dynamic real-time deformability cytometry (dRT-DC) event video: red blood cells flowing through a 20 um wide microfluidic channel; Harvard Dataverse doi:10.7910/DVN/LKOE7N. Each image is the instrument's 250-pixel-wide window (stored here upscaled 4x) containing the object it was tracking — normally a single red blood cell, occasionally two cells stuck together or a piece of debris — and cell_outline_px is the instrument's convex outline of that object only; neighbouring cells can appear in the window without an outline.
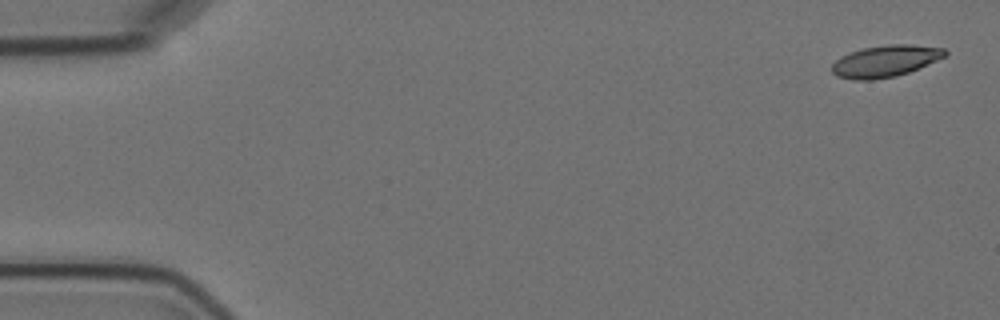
{"species": "Egyptian fruit bat (a non-hibernating species)", "species_latin": "Rousettus aegyptiacus", "temperature_condition": "cold", "stored_images_in_passage": 5, "camera_frame_rate_fps": 3000, "um_per_image_px": 0.085, "animal": {"sex": "female"}, "frame": {"image": 1, "passage_image": 1, "time_ms": 0.0, "image_size_px": [1000, 320], "cell_outline_px": [[948, 52], [944, 56], [936, 60], [908, 72], [896, 76], [872, 80], [852, 80], [836, 76], [832, 72], [832, 64], [840, 56], [864, 48], [888, 44], [908, 44], [944, 48]], "centroid_in_image_um": [75.21, 5.2], "position_along_channel_um": 9.8, "area_um2": 20.69}}
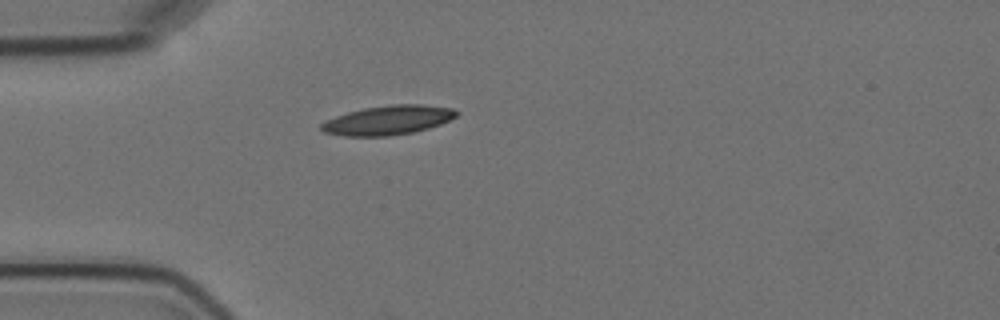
{"frame": {"image": 2, "passage_image": 5, "time_ms": 4.667, "image_size_px": [1000, 320], "cell_outline_px": [[460, 112], [456, 116], [440, 124], [428, 128], [412, 132], [388, 136], [344, 136], [324, 132], [320, 128], [320, 124], [336, 116], [348, 112], [364, 108], [392, 104], [420, 104], [452, 108]], "centroid_in_image_um": [32.98, 10.21], "position_along_channel_um": 52.0, "area_um2": 22.89}}